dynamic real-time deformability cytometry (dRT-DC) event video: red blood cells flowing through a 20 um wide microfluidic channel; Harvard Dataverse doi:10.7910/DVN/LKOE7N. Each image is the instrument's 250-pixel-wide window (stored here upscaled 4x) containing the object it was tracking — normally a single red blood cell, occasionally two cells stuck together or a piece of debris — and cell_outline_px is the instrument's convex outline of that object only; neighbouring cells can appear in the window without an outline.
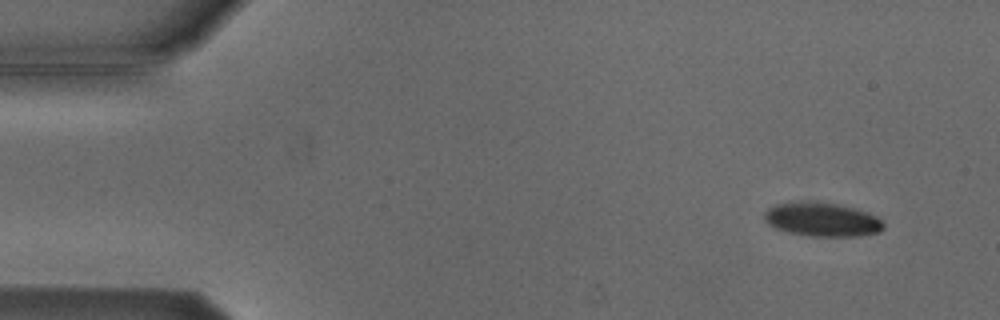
{"species": "Egyptian fruit bat (a non-hibernating species)", "species_latin": "Rousettus aegyptiacus", "temperature_condition": "cold", "stored_images_in_passage": 4, "camera_frame_rate_fps": 3000, "um_per_image_px": 0.085, "animal": {"sex": "male"}, "frame": {"image": 1, "passage_image": 1, "time_ms": 0.0, "image_size_px": [1000, 320], "cell_outline_px": [[884, 228], [880, 232], [860, 236], [808, 236], [788, 232], [776, 228], [768, 224], [764, 216], [764, 212], [768, 208], [776, 204], [836, 204], [856, 208], [868, 212], [876, 216], [884, 224]], "centroid_in_image_um": [69.94, 18.7], "position_along_channel_um": 15.1, "area_um2": 22.83}}